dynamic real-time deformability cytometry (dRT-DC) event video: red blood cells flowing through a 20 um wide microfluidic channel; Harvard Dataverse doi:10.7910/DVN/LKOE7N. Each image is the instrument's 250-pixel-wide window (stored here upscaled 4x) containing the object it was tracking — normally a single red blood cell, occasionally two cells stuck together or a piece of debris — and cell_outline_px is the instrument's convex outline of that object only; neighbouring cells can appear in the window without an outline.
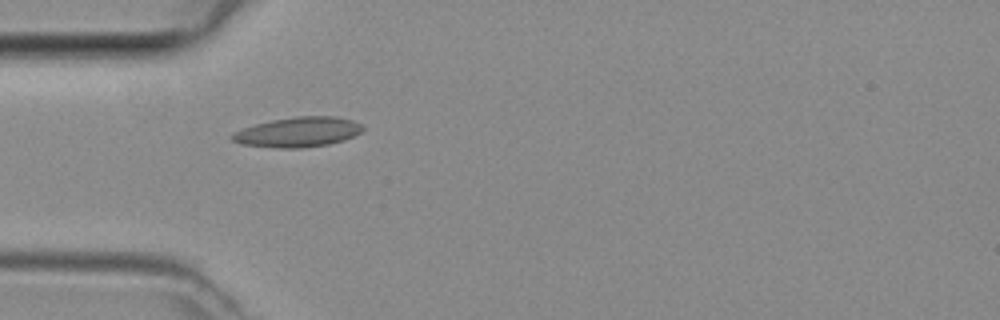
{"species": "common noctule bat (a hibernating species)", "species_latin": "Nyctalus noctula", "temperature_condition": "room temperature", "stored_images_in_passage": 3, "camera_frame_rate_fps": 3000, "um_per_image_px": 0.085, "animal": {"sex": "female", "body_mass_g": 29.2, "forearm_length_mm": 56.3}, "frame": {"image": 1, "passage_image": 1, "time_ms": 0.0, "image_size_px": [1000, 320], "cell_outline_px": [[364, 128], [360, 132], [344, 140], [328, 144], [304, 148], [276, 148], [240, 144], [232, 140], [228, 136], [244, 128], [256, 124], [272, 120], [296, 116], [336, 116], [352, 120], [360, 124]], "centroid_in_image_um": [25.32, 11.23], "position_along_channel_um": 59.7, "area_um2": 22.72}}
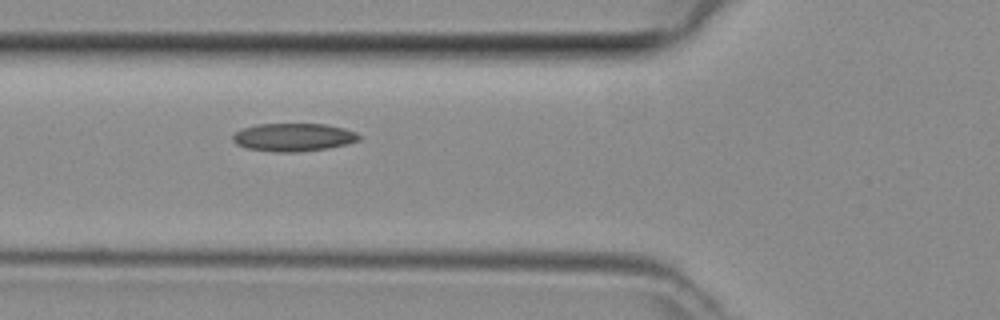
{"frame": {"image": 2, "passage_image": 2, "time_ms": 0.333, "image_size_px": [1000, 320], "cell_outline_px": [[360, 140], [348, 144], [328, 148], [300, 152], [272, 152], [248, 148], [236, 144], [232, 140], [232, 136], [240, 128], [256, 124], [324, 124], [344, 128], [356, 132], [360, 136]], "centroid_in_image_um": [24.93, 11.67], "position_along_channel_um": 100.9, "area_um2": 20.81}}
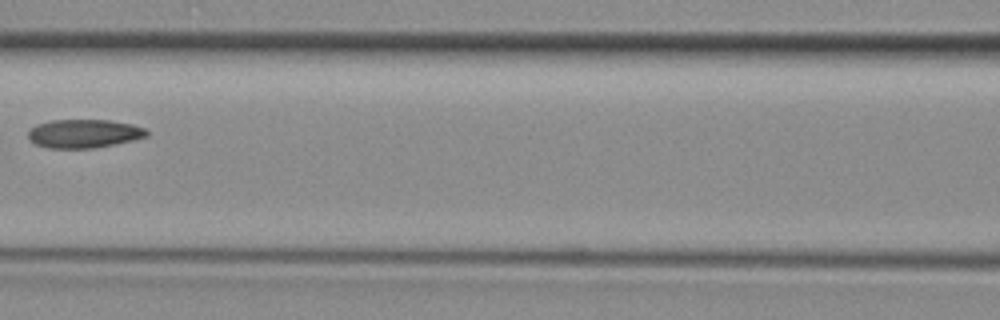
{"frame": {"image": 3, "passage_image": 3, "time_ms": 0.667, "image_size_px": [1000, 320], "cell_outline_px": [[148, 136], [132, 140], [92, 148], [48, 148], [36, 144], [28, 136], [28, 132], [36, 124], [52, 120], [108, 120], [132, 124], [144, 128], [148, 132]], "centroid_in_image_um": [7.13, 11.35], "position_along_channel_um": 159.5, "area_um2": 19.48}}